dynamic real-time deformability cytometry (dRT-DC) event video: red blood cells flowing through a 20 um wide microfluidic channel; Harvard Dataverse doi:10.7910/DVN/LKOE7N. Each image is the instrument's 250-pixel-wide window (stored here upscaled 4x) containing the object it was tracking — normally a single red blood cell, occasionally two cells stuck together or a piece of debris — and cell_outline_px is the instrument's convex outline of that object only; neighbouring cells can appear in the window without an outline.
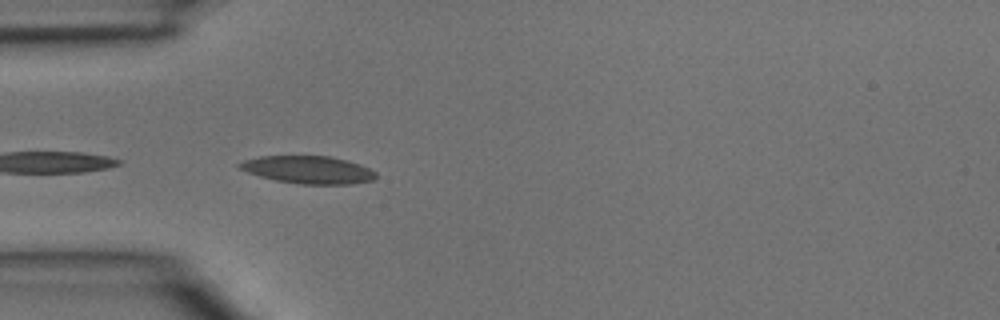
{"species": "common noctule bat (a hibernating species)", "species_latin": "Nyctalus noctula", "temperature_condition": "room temperature", "stored_images_in_passage": 2, "camera_frame_rate_fps": 3000, "um_per_image_px": 0.085, "animal": {"sex": "male", "body_mass_g": 15.6}, "frame": {"image": 1, "passage_image": 2, "time_ms": 0.333, "image_size_px": [1000, 320], "cell_outline_px": [[376, 176], [372, 180], [352, 184], [300, 184], [276, 180], [260, 176], [248, 172], [240, 168], [236, 164], [244, 160], [260, 156], [328, 156], [360, 164], [376, 172]], "centroid_in_image_um": [26.19, 14.43], "position_along_channel_um": 58.8, "area_um2": 21.73}}